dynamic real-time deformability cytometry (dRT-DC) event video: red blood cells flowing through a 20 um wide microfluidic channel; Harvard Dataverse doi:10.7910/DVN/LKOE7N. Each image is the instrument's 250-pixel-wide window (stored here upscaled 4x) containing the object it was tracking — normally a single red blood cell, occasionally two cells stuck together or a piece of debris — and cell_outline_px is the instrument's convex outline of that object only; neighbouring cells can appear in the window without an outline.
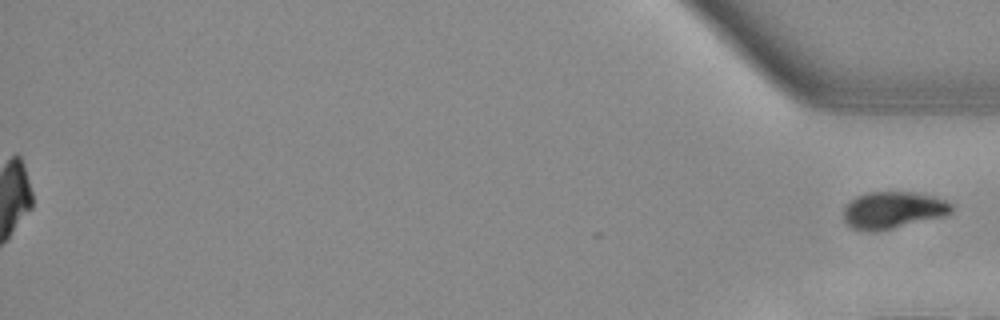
{"species": "Egyptian fruit bat (a non-hibernating species)", "species_latin": "Rousettus aegyptiacus", "temperature_condition": "warm", "stored_images_in_passage": 41, "segment_of_instrument_passage": [2, 2], "camera_frame_rate_fps": 3000, "um_per_image_px": 0.085, "animal": {"sex": "female"}, "frame": {"image": 1, "passage_image": 41, "time_ms": 13.333, "image_size_px": [1000, 320], "cell_outline_px": [[952, 212], [940, 216], [892, 228], [852, 228], [844, 220], [844, 208], [856, 196], [868, 192], [908, 192], [932, 196], [944, 200], [952, 204]], "centroid_in_image_um": [75.9, 17.81], "position_along_channel_um": 359.3, "area_um2": 22.08}}